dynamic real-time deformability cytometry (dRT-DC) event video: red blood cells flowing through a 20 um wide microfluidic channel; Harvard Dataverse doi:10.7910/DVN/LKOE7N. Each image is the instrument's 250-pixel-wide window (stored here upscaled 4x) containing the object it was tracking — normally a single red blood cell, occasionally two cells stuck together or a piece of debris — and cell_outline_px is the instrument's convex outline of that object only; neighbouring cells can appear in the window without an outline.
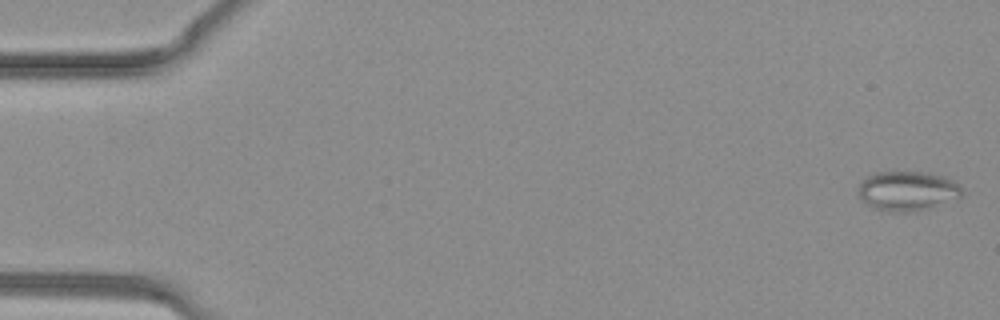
{"species": "common noctule bat (a hibernating species)", "species_latin": "Nyctalus noctula", "temperature_condition": "warm", "stored_images_in_passage": 38, "camera_frame_rate_fps": 3000, "um_per_image_px": 0.085, "animal": {"sex": "female", "body_mass_g": 19.3, "forearm_length_mm": 54.1}, "frame": {"image": 1, "passage_image": 1, "time_ms": 0.0, "image_size_px": [1000, 320], "cell_outline_px": [[964, 196], [932, 208], [912, 212], [892, 212], [872, 208], [860, 200], [860, 184], [872, 172], [932, 172], [952, 180], [964, 192]], "centroid_in_image_um": [77.16, 16.24], "position_along_channel_um": 7.8, "area_um2": 24.16}}
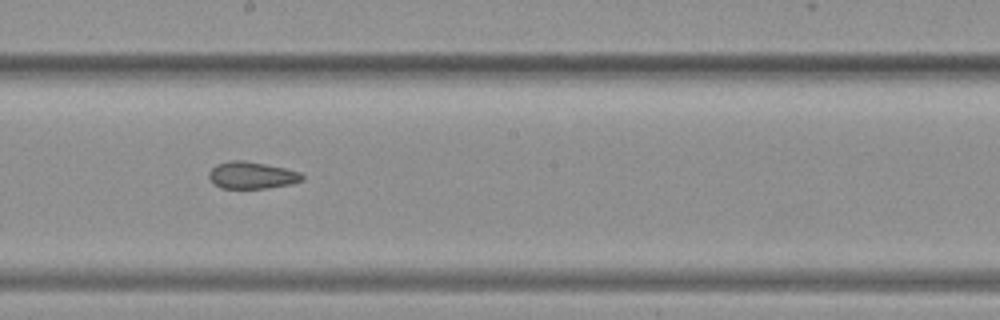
{"frame": {"image": 2, "passage_image": 21, "time_ms": 6.667, "image_size_px": [1000, 320], "cell_outline_px": [[304, 180], [292, 184], [268, 188], [220, 188], [208, 176], [208, 172], [216, 164], [232, 160], [244, 160], [284, 168], [300, 172], [304, 176]], "centroid_in_image_um": [21.42, 14.9], "position_along_channel_um": 226.8, "area_um2": 14.62}}
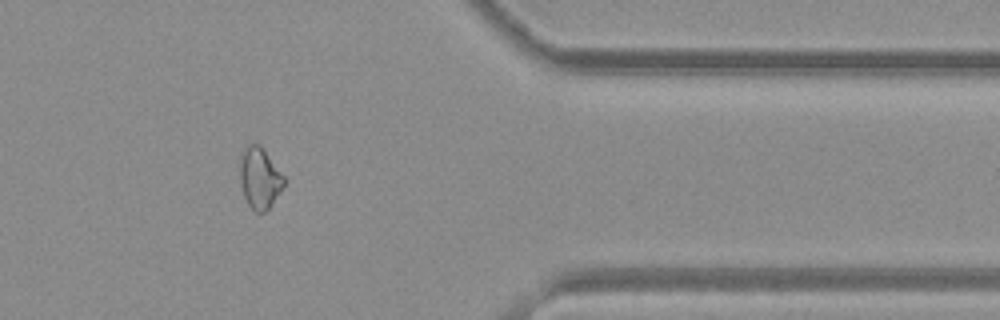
{"frame": {"image": 3, "passage_image": 31, "time_ms": 10.0, "image_size_px": [1000, 320], "cell_outline_px": [[284, 184], [280, 192], [268, 208], [264, 212], [256, 212], [248, 204], [244, 196], [240, 184], [240, 152], [248, 144], [260, 144], [284, 176]], "centroid_in_image_um": [22.04, 15.1], "position_along_channel_um": 389.4, "area_um2": 15.61}}